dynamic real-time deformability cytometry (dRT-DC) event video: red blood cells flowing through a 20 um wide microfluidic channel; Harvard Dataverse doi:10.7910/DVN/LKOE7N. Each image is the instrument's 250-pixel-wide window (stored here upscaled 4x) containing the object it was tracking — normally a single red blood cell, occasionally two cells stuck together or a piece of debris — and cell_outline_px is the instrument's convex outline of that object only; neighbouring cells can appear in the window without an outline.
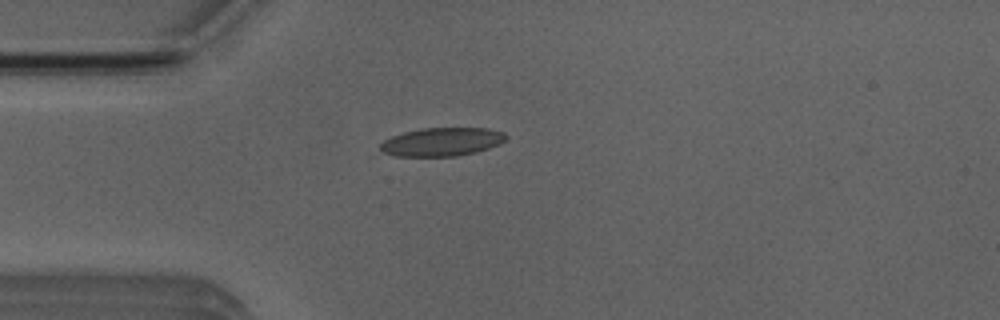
{"species": "Egyptian fruit bat (a non-hibernating species)", "species_latin": "Rousettus aegyptiacus", "temperature_condition": "room temperature", "stored_images_in_passage": 2, "camera_frame_rate_fps": 3000, "um_per_image_px": 0.085, "animal": {"sex": "male"}, "frame": {"image": 1, "passage_image": 2, "time_ms": 1.333, "image_size_px": [1000, 320], "cell_outline_px": [[508, 136], [500, 144], [476, 152], [456, 156], [392, 156], [376, 152], [380, 144], [384, 140], [392, 136], [404, 132], [420, 128], [488, 128], [504, 132]], "centroid_in_image_um": [37.49, 12.06], "position_along_channel_um": 47.5, "area_um2": 21.15}}